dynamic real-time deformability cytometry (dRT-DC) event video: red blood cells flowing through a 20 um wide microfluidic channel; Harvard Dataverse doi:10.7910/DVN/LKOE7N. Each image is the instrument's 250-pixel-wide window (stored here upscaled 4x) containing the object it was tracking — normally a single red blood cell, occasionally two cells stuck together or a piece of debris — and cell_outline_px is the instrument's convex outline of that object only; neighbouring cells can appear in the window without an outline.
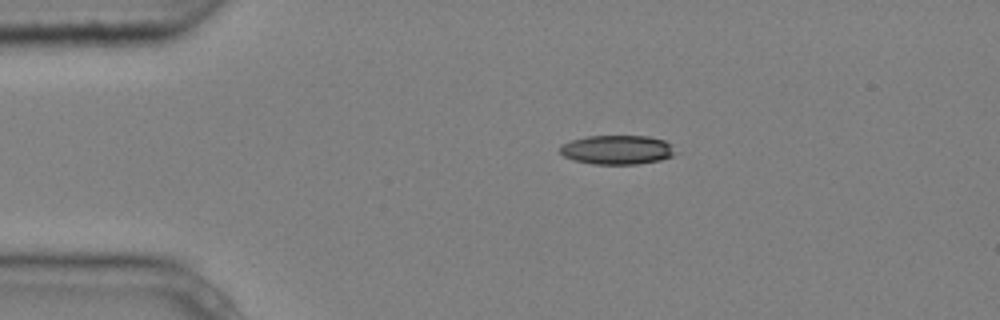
{"species": "common noctule bat (a hibernating species)", "species_latin": "Nyctalus noctula", "temperature_condition": "cold", "stored_images_in_passage": 3, "camera_frame_rate_fps": 3000, "um_per_image_px": 0.085, "animal": {"sex": "male", "body_mass_g": 20.4}, "frame": {"image": 1, "passage_image": 1, "time_ms": 0.0, "image_size_px": [1000, 320], "cell_outline_px": [[680, 152], [672, 156], [660, 160], [636, 164], [592, 164], [576, 160], [564, 156], [560, 152], [560, 144], [572, 140], [588, 136], [648, 136], [664, 140]], "centroid_in_image_um": [52.49, 12.73], "position_along_channel_um": 32.5, "area_um2": 19.65}}
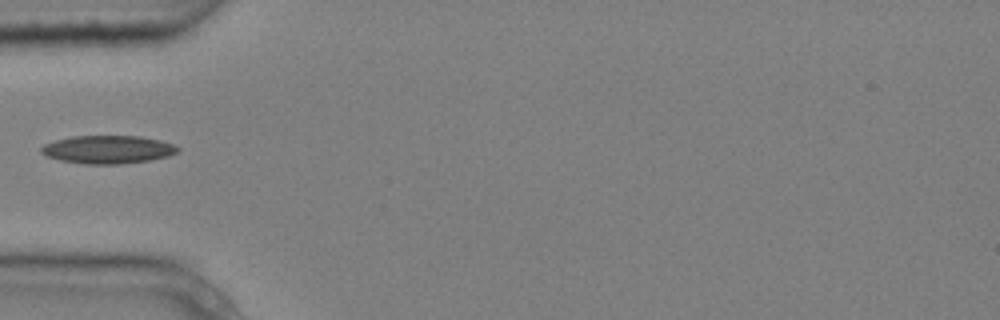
{"frame": {"image": 2, "passage_image": 3, "time_ms": 0.667, "image_size_px": [1000, 320], "cell_outline_px": [[180, 148], [176, 152], [168, 156], [148, 160], [120, 164], [84, 164], [60, 160], [44, 156], [40, 152], [40, 148], [44, 144], [56, 140], [72, 136], [140, 136], [160, 140], [172, 144]], "centroid_in_image_um": [9.12, 12.71], "position_along_channel_um": 75.9, "area_um2": 22.31}}